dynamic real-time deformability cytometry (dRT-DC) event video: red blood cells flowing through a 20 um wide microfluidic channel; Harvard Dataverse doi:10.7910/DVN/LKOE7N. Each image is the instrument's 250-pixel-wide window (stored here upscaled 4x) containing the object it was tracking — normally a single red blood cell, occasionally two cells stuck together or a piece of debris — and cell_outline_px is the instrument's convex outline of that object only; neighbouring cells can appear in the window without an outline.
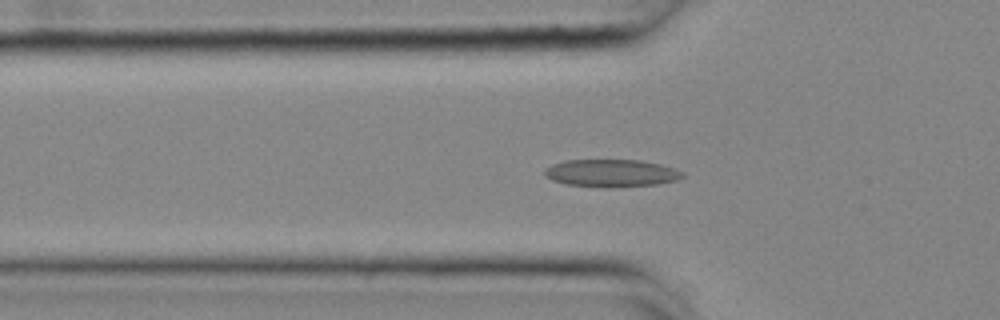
{"species": "common noctule bat (a hibernating species)", "species_latin": "Nyctalus noctula", "temperature_condition": "cold", "stored_images_in_passage": 56, "segment_of_instrument_passage": [1, 2], "camera_frame_rate_fps": 3000, "um_per_image_px": 0.085, "animal": {"sex": "female", "body_mass_g": 25.1}, "frame": {"image": 1, "passage_image": 18, "time_ms": 5.667, "image_size_px": [1000, 320], "cell_outline_px": [[684, 176], [676, 180], [656, 184], [612, 188], [604, 188], [568, 184], [552, 180], [544, 176], [544, 172], [552, 164], [564, 160], [640, 160], [660, 164], [684, 172]], "centroid_in_image_um": [51.95, 14.72], "position_along_channel_um": 73.8, "area_um2": 22.14}}
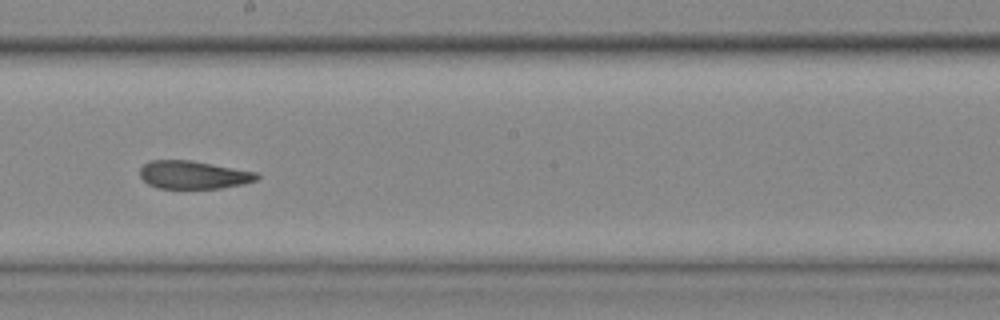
{"frame": {"image": 2, "passage_image": 31, "time_ms": 10.0, "image_size_px": [1000, 320], "cell_outline_px": [[260, 176], [256, 180], [244, 184], [220, 188], [156, 188], [148, 184], [140, 176], [140, 168], [148, 160], [192, 160], [256, 172]], "centroid_in_image_um": [16.42, 14.85], "position_along_channel_um": 231.8, "area_um2": 19.13}}
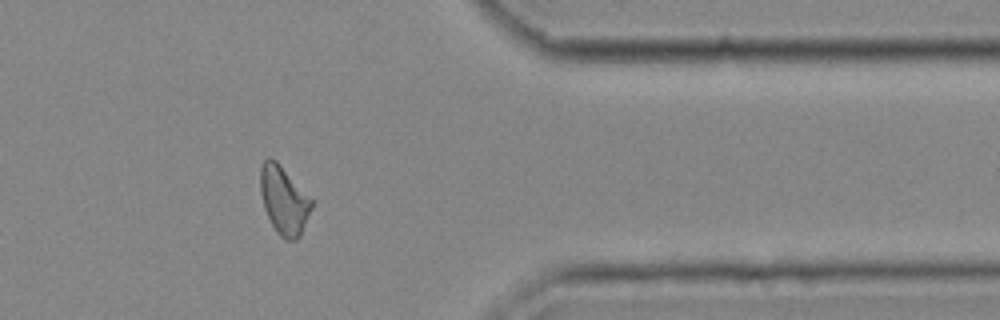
{"frame": {"image": 3, "passage_image": 45, "time_ms": 14.667, "image_size_px": [1000, 320], "cell_outline_px": [[312, 208], [300, 236], [296, 240], [284, 240], [276, 232], [264, 208], [260, 192], [260, 168], [264, 160], [268, 156], [272, 156], [276, 160], [312, 200]], "centroid_in_image_um": [24.11, 17.02], "position_along_channel_um": 387.3, "area_um2": 20.23}}